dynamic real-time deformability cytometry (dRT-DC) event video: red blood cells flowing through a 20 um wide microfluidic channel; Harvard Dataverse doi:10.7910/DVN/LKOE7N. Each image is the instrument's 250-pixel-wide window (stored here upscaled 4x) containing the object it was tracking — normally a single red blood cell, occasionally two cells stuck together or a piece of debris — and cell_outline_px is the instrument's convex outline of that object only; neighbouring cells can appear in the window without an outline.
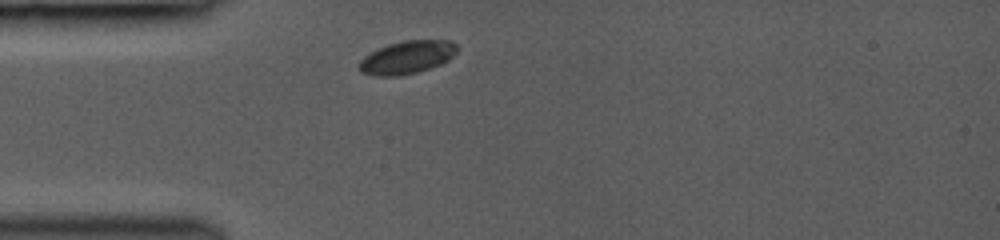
{"species": "common noctule bat (a hibernating species)", "species_latin": "Nyctalus noctula", "temperature_condition": "room temperature", "stored_images_in_passage": 8, "camera_frame_rate_fps": 3000, "um_per_image_px": 0.085, "animal": {"sex": "female", "body_mass_g": 19.0, "forearm_length_mm": 53.3}, "frame": {"image": 1, "passage_image": 1, "time_ms": 0.0, "image_size_px": [1000, 240], "cell_outline_px": [[460, 48], [448, 60], [440, 64], [416, 72], [396, 76], [376, 76], [360, 72], [360, 60], [364, 56], [388, 44], [404, 40], [448, 40], [456, 44]], "centroid_in_image_um": [34.62, 4.86], "position_along_channel_um": 50.4, "area_um2": 18.61}}
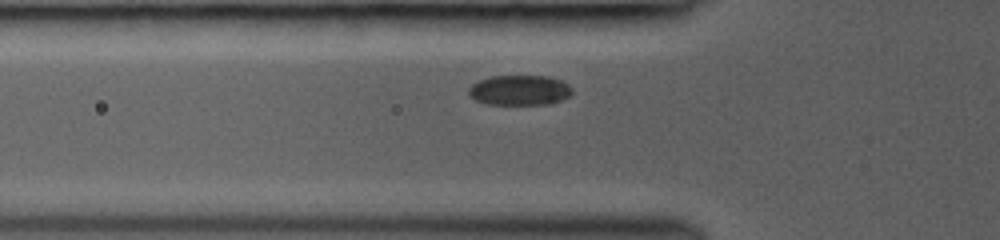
{"frame": {"image": 2, "passage_image": 4, "time_ms": 1.0, "image_size_px": [1000, 240], "cell_outline_px": [[572, 92], [568, 96], [552, 104], [488, 104], [476, 100], [468, 96], [468, 88], [472, 84], [480, 80], [492, 76], [548, 76], [564, 80], [572, 88]], "centroid_in_image_um": [44.17, 7.66], "position_along_channel_um": 81.6, "area_um2": 18.26}}
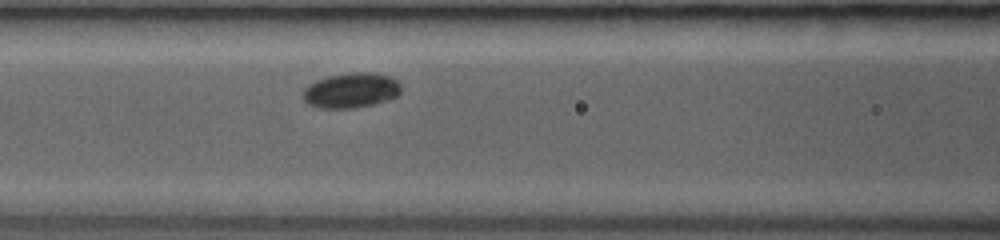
{"frame": {"image": 3, "passage_image": 8, "time_ms": 2.333, "image_size_px": [1000, 240], "cell_outline_px": [[400, 92], [396, 96], [388, 100], [356, 108], [316, 108], [308, 104], [304, 100], [304, 88], [308, 84], [316, 80], [328, 76], [352, 72], [372, 72], [392, 76], [400, 84]], "centroid_in_image_um": [29.84, 7.68], "position_along_channel_um": 136.8, "area_um2": 20.17}}